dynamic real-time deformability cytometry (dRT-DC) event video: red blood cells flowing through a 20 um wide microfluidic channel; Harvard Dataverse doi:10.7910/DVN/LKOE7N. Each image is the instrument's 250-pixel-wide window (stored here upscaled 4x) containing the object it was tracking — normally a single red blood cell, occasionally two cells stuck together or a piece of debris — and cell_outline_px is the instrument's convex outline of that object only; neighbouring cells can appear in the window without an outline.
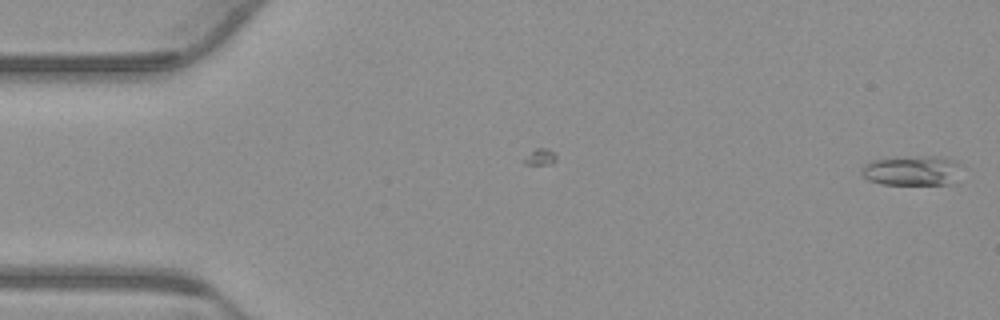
{"species": "common noctule bat (a hibernating species)", "species_latin": "Nyctalus noctula", "temperature_condition": "warm", "stored_images_in_passage": 54, "camera_frame_rate_fps": 3000, "um_per_image_px": 0.085, "animal": {"sex": "male", "body_mass_g": 23.1, "forearm_length_mm": 52.7}, "frame": {"image": 1, "passage_image": 1, "time_ms": 0.0, "image_size_px": [1000, 320], "cell_outline_px": [[964, 164], [956, 184], [880, 184], [868, 180], [860, 172], [860, 168], [864, 164], [872, 160], [928, 156], [936, 156], [956, 160]], "centroid_in_image_um": [77.62, 14.51], "position_along_channel_um": 7.4, "area_um2": 17.74}}
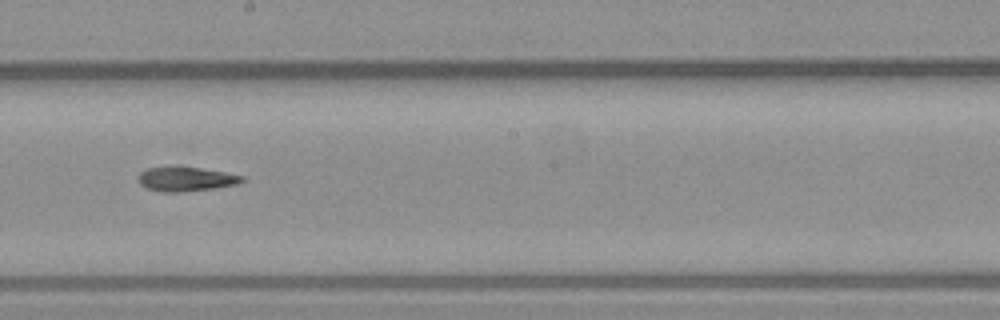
{"frame": {"image": 2, "passage_image": 30, "time_ms": 9.667, "image_size_px": [1000, 320], "cell_outline_px": [[244, 180], [236, 184], [216, 188], [184, 192], [160, 192], [148, 188], [140, 184], [136, 180], [136, 176], [140, 172], [148, 168], [176, 164], [224, 172], [244, 176]], "centroid_in_image_um": [15.73, 15.19], "position_along_channel_um": 232.5, "area_um2": 15.26}}
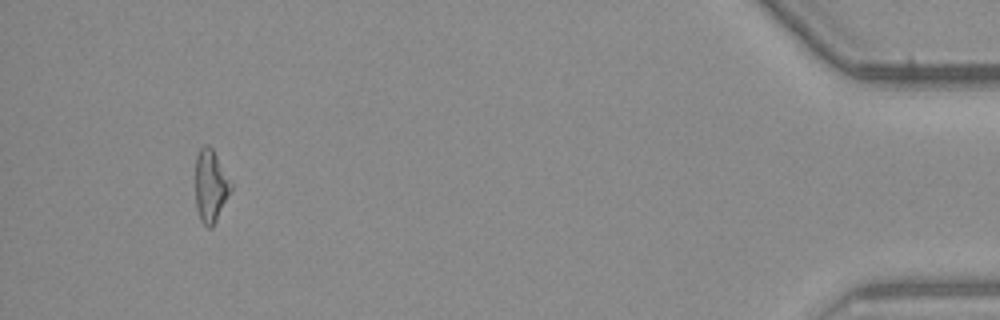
{"frame": {"image": 3, "passage_image": 51, "time_ms": 16.667, "image_size_px": [1000, 320], "cell_outline_px": [[232, 188], [212, 228], [208, 228], [200, 220], [196, 208], [196, 156], [200, 148], [204, 144], [208, 144], [212, 148], [232, 184]], "centroid_in_image_um": [17.89, 15.8], "position_along_channel_um": 417.3, "area_um2": 14.8}, "authors_computed_cell_mechanics": {"area_um2": 15.0569, "velocity_mm_per_s": 3.7833, "shape_relaxation_time_tau1_ms": 7.2789, "shape_relaxation_time_tau2_ms": null, "deformation_change_tau1": 0.1925, "deformation_change_tau2": null}}